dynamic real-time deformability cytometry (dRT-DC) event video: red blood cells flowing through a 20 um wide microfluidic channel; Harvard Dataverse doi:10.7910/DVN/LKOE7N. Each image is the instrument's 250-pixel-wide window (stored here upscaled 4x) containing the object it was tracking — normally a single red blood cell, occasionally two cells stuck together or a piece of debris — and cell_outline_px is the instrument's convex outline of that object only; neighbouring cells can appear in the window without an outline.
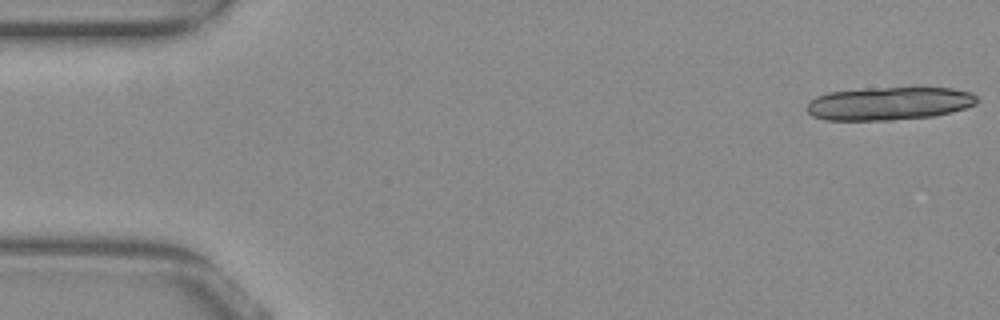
{"species": "common noctule bat (a hibernating species)", "species_latin": "Nyctalus noctula", "temperature_condition": "warm", "stored_images_in_passage": 17, "camera_frame_rate_fps": 3000, "um_per_image_px": 0.085, "animal": {"sex": "female", "body_mass_g": 29.2, "forearm_length_mm": 56.3}, "frame": {"image": 1, "passage_image": 1, "time_ms": 0.0, "image_size_px": [1000, 320], "cell_outline_px": [[980, 100], [976, 104], [952, 112], [932, 116], [892, 120], [824, 120], [812, 116], [804, 108], [808, 100], [816, 96], [828, 92], [860, 88], [952, 88], [972, 92]], "centroid_in_image_um": [75.52, 8.79], "position_along_channel_um": 9.5, "area_um2": 33.23}}